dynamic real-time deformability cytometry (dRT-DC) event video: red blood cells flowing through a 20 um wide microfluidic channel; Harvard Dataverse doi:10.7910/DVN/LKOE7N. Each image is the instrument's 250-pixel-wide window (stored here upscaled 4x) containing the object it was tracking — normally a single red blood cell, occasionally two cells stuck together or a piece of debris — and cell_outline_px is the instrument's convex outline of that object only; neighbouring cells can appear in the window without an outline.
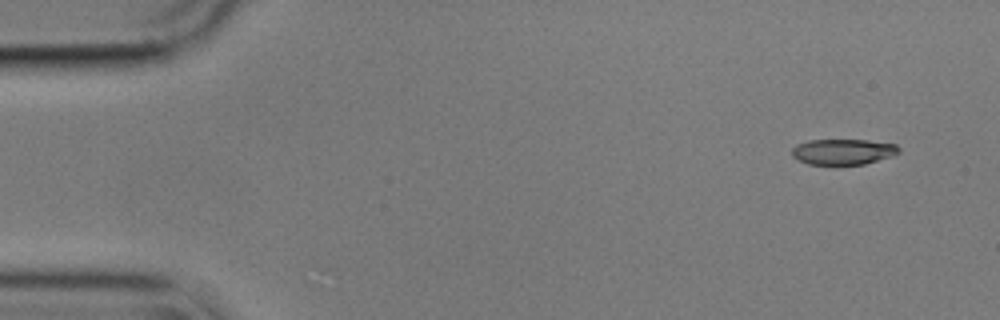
{"species": "common noctule bat (a hibernating species)", "species_latin": "Nyctalus noctula", "temperature_condition": "cold", "stored_images_in_passage": 13, "camera_frame_rate_fps": 3000, "um_per_image_px": 0.085, "animal": {"sex": "male", "body_mass_g": 17.9}, "frame": {"image": 1, "passage_image": 1, "time_ms": 0.0, "image_size_px": [1000, 320], "cell_outline_px": [[900, 152], [892, 156], [864, 164], [808, 164], [796, 160], [792, 156], [792, 148], [796, 144], [808, 140], [868, 140], [896, 144], [900, 148]], "centroid_in_image_um": [71.64, 12.89], "position_along_channel_um": 13.4, "area_um2": 16.07}}